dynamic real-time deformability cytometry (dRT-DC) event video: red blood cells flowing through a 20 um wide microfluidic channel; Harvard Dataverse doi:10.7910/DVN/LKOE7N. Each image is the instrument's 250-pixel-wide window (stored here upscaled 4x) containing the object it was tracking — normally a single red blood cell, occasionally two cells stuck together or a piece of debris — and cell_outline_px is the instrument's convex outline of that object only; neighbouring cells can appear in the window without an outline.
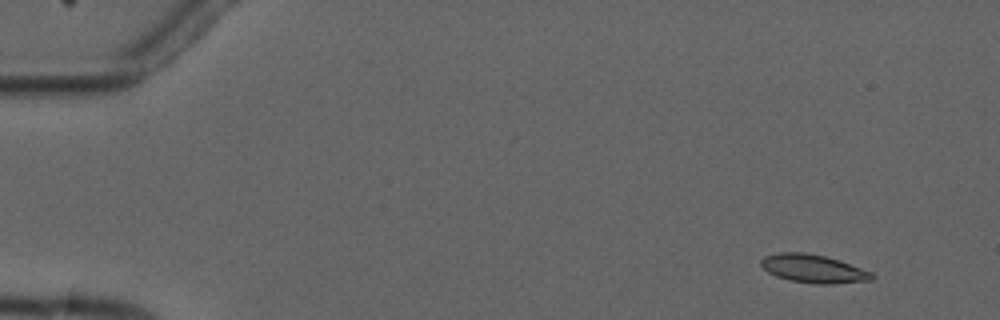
{"species": "common noctule bat (a hibernating species)", "species_latin": "Nyctalus noctula", "temperature_condition": "cold", "stored_images_in_passage": 9, "camera_frame_rate_fps": 3000, "um_per_image_px": 0.085, "animal": {"sex": "male", "forearm_length_mm": 52.5}, "frame": {"image": 1, "passage_image": 1, "time_ms": 0.0, "image_size_px": [1000, 320], "cell_outline_px": [[876, 276], [872, 280], [832, 284], [812, 284], [788, 280], [776, 276], [768, 272], [760, 264], [760, 260], [764, 256], [780, 252], [804, 252], [824, 256], [840, 260], [872, 272]], "centroid_in_image_um": [69.14, 22.84], "position_along_channel_um": 15.9, "area_um2": 18.44}}
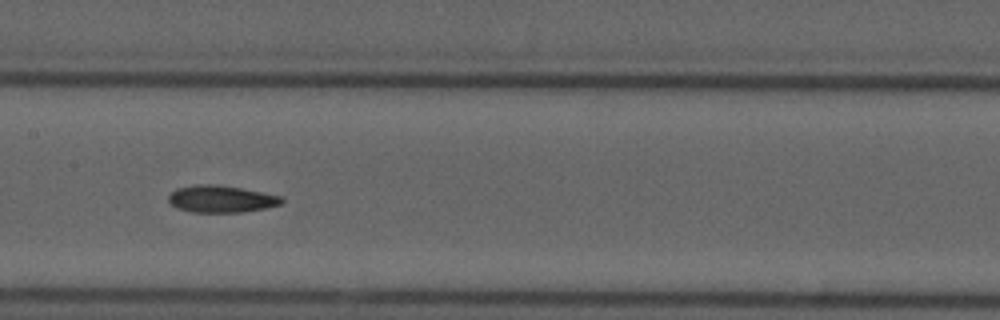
{"frame": {"image": 2, "passage_image": 7, "time_ms": 7.667, "image_size_px": [1000, 320], "cell_outline_px": [[284, 200], [280, 204], [264, 208], [240, 212], [192, 212], [176, 208], [168, 200], [168, 196], [176, 188], [200, 184], [216, 184], [240, 188], [284, 196]], "centroid_in_image_um": [18.79, 16.91], "position_along_channel_um": 188.6, "area_um2": 17.74}}
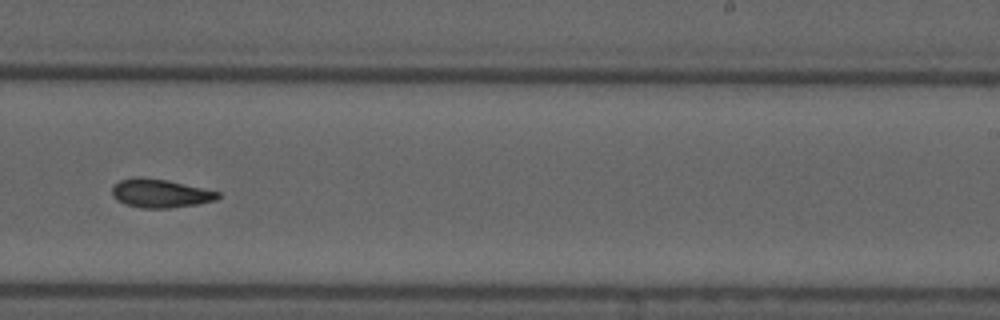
{"frame": {"image": 3, "passage_image": 9, "time_ms": 10.0, "image_size_px": [1000, 320], "cell_outline_px": [[220, 196], [216, 200], [196, 204], [168, 208], [144, 208], [124, 204], [116, 200], [112, 196], [112, 188], [120, 180], [136, 176], [140, 176], [168, 180], [220, 192]], "centroid_in_image_um": [13.6, 16.42], "position_along_channel_um": 275.4, "area_um2": 17.63}}